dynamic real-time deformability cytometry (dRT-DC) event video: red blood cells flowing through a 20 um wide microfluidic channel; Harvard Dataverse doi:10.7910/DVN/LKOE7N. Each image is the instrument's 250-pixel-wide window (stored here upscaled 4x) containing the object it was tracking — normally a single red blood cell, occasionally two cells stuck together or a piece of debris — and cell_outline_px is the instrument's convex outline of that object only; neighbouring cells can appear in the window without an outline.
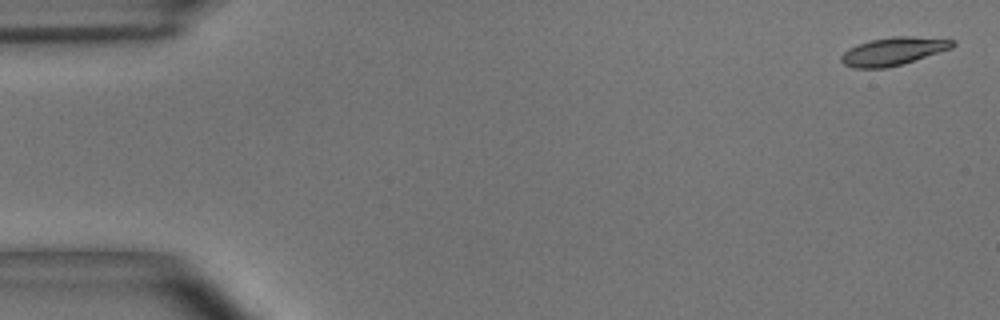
{"species": "common noctule bat (a hibernating species)", "species_latin": "Nyctalus noctula", "temperature_condition": "room temperature", "stored_images_in_passage": 4, "camera_frame_rate_fps": 3000, "um_per_image_px": 0.085, "animal": {"sex": "male", "body_mass_g": 15.6}, "frame": {"image": 1, "passage_image": 1, "time_ms": 0.0, "image_size_px": [1000, 320], "cell_outline_px": [[956, 44], [952, 48], [900, 64], [884, 68], [852, 68], [844, 64], [840, 60], [840, 56], [848, 48], [856, 44], [868, 40], [892, 36], [912, 36], [956, 40]], "centroid_in_image_um": [75.88, 4.34], "position_along_channel_um": 9.1, "area_um2": 18.15}}